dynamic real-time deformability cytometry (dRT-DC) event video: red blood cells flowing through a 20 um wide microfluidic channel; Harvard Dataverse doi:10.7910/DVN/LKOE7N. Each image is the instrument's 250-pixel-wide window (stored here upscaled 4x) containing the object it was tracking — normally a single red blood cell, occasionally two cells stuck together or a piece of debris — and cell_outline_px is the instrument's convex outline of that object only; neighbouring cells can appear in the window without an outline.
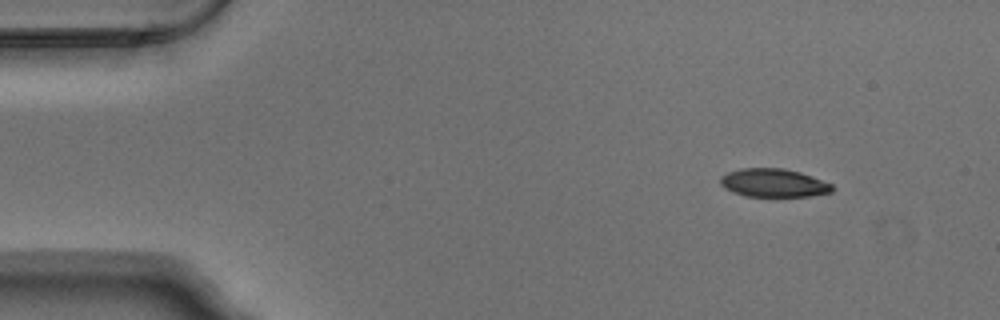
{"species": "Egyptian fruit bat (a non-hibernating species)", "species_latin": "Rousettus aegyptiacus", "temperature_condition": "warm", "stored_images_in_passage": 48, "camera_frame_rate_fps": 3000, "um_per_image_px": 0.085, "animal": {"sex": "male"}, "frame": {"image": 1, "passage_image": 1, "time_ms": 0.0, "image_size_px": [1000, 320], "cell_outline_px": [[836, 188], [832, 192], [808, 196], [744, 196], [732, 192], [724, 188], [720, 184], [720, 176], [728, 172], [740, 168], [784, 168], [800, 172], [812, 176], [832, 184]], "centroid_in_image_um": [65.75, 15.54], "position_along_channel_um": 19.3, "area_um2": 18.61}}
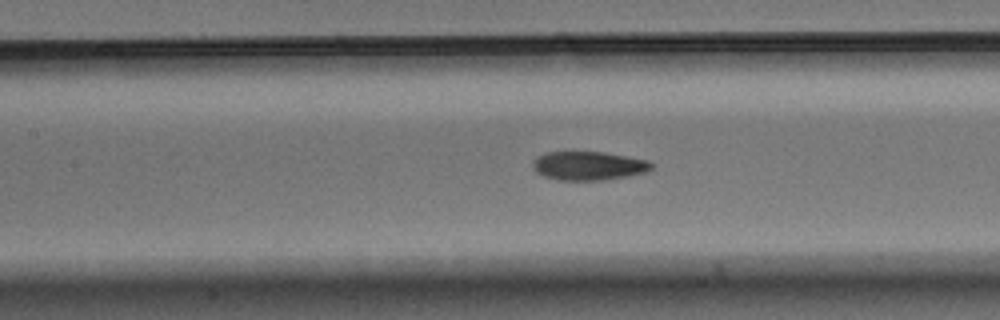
{"frame": {"image": 2, "passage_image": 19, "time_ms": 6.0, "image_size_px": [1000, 320], "cell_outline_px": [[652, 168], [648, 172], [628, 176], [604, 180], [556, 180], [544, 176], [536, 172], [532, 168], [532, 160], [536, 156], [548, 152], [604, 152], [648, 160], [652, 164]], "centroid_in_image_um": [50.0, 14.09], "position_along_channel_um": 157.4, "area_um2": 20.06}}
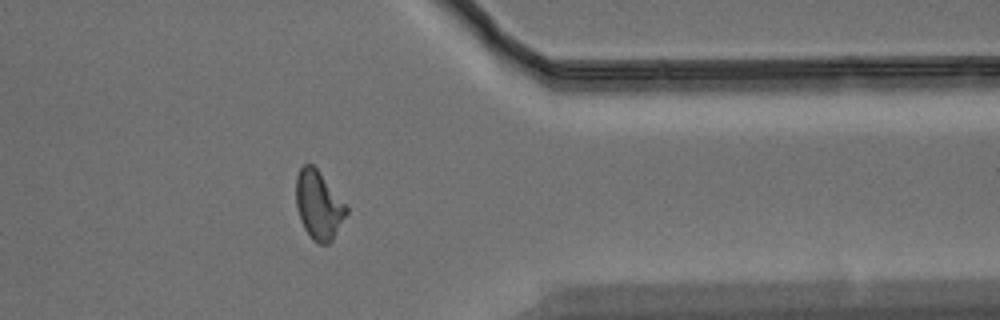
{"frame": {"image": 3, "passage_image": 38, "time_ms": 12.333, "image_size_px": [1000, 320], "cell_outline_px": [[348, 212], [332, 240], [328, 244], [320, 244], [312, 240], [304, 228], [300, 220], [296, 204], [296, 176], [300, 168], [304, 164], [312, 164], [316, 168], [348, 208]], "centroid_in_image_um": [27.06, 17.45], "position_along_channel_um": 384.3, "area_um2": 19.83}, "authors_computed_cell_mechanics": {"area_um2": 19.941, "velocity_mm_per_s": 3.7732, "shape_relaxation_time_tau1_ms": 4.5629, "shape_relaxation_time_tau2_ms": 1.9128, "deformation_change_tau1": 0.1755, "deformation_change_tau2": 0.0893}}